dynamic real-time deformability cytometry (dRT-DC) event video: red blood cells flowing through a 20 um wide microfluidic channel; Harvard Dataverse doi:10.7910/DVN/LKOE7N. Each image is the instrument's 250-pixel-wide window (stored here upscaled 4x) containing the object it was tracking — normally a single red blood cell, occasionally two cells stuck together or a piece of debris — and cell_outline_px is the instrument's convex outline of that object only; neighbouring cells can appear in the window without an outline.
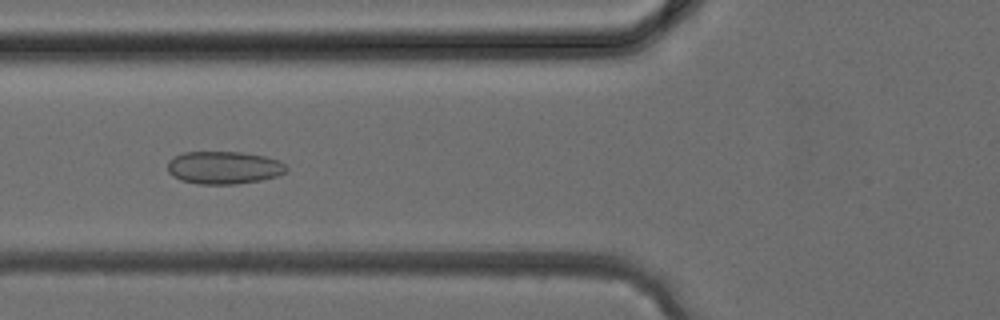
{"species": "common noctule bat (a hibernating species)", "species_latin": "Nyctalus noctula", "temperature_condition": "cold", "stored_images_in_passage": 28, "camera_frame_rate_fps": 3000, "um_per_image_px": 0.085, "animal": {"sex": "female", "body_mass_g": 24.6, "forearm_length_mm": 56.2}, "frame": {"image": 1, "passage_image": 4, "time_ms": 1.0, "image_size_px": [1000, 320], "cell_outline_px": [[288, 172], [276, 176], [260, 180], [236, 184], [200, 184], [180, 180], [172, 176], [168, 172], [168, 160], [184, 152], [240, 152], [264, 156], [280, 160], [288, 168]], "centroid_in_image_um": [19.04, 14.25], "position_along_channel_um": 106.8, "area_um2": 22.72}}
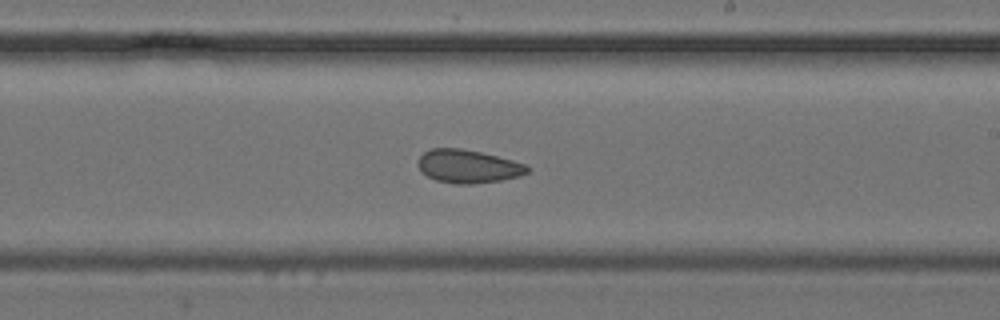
{"frame": {"image": 2, "passage_image": 12, "time_ms": 3.667, "image_size_px": [1000, 320], "cell_outline_px": [[532, 168], [528, 172], [520, 176], [500, 180], [472, 184], [456, 184], [436, 180], [420, 172], [420, 156], [424, 152], [432, 148], [460, 148], [480, 152], [512, 160], [524, 164]], "centroid_in_image_um": [39.8, 14.14], "position_along_channel_um": 249.2, "area_um2": 20.98}}
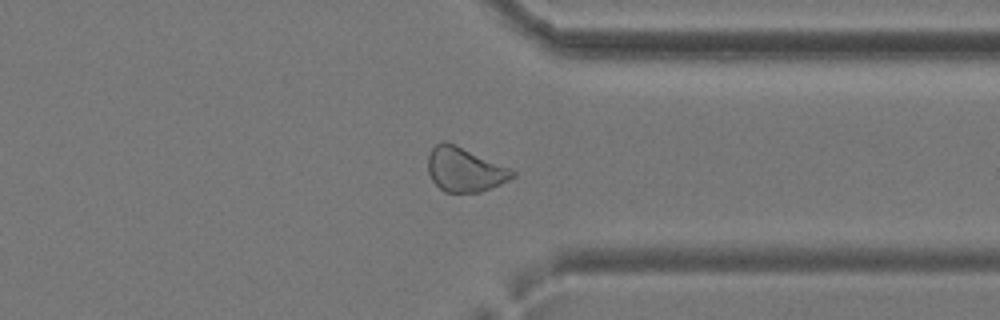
{"frame": {"image": 3, "passage_image": 19, "time_ms": 6.0, "image_size_px": [1000, 320], "cell_outline_px": [[516, 176], [500, 184], [480, 192], [444, 192], [432, 180], [428, 172], [428, 156], [432, 148], [440, 140], [444, 140], [456, 144], [512, 168], [516, 172]], "centroid_in_image_um": [39.51, 14.39], "position_along_channel_um": 371.9, "area_um2": 22.02}}